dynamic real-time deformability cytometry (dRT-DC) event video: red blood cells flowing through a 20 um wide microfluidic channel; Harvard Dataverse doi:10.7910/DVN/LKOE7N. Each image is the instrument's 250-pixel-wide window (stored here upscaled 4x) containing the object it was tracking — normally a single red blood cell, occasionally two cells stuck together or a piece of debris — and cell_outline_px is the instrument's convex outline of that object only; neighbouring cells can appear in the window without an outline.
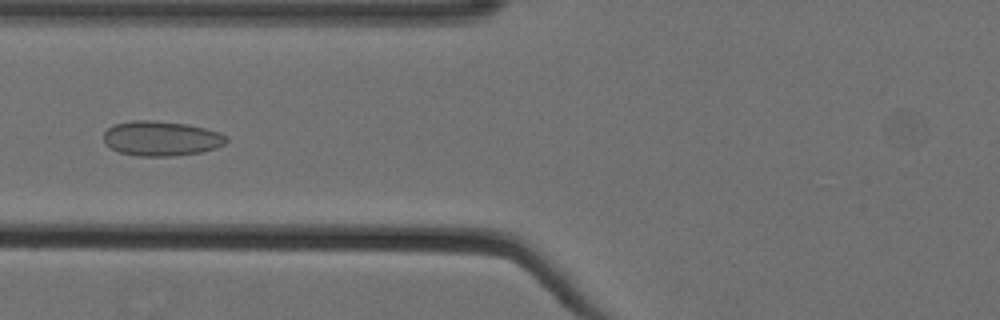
{"species": "Egyptian fruit bat (a non-hibernating species)", "species_latin": "Rousettus aegyptiacus", "temperature_condition": "cold", "stored_images_in_passage": 42, "camera_frame_rate_fps": 3000, "um_per_image_px": 0.085, "animal": {"sex": "female"}, "frame": {"image": 1, "passage_image": 12, "time_ms": 3.667, "image_size_px": [1000, 320], "cell_outline_px": [[228, 140], [224, 144], [216, 148], [200, 152], [172, 156], [140, 156], [120, 152], [104, 144], [104, 132], [112, 124], [132, 120], [148, 120], [188, 124], [204, 128], [228, 136]], "centroid_in_image_um": [13.68, 11.76], "position_along_channel_um": 112.1, "area_um2": 24.85}}
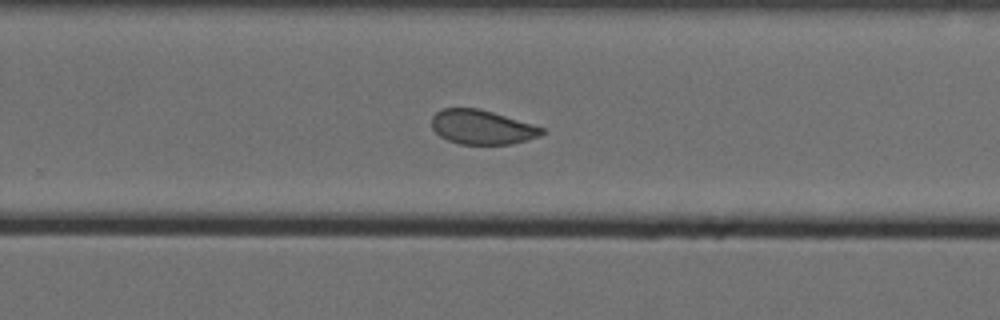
{"frame": {"image": 2, "passage_image": 27, "time_ms": 8.667, "image_size_px": [1000, 320], "cell_outline_px": [[548, 132], [540, 136], [528, 140], [512, 144], [460, 144], [448, 140], [440, 136], [432, 128], [432, 116], [440, 108], [480, 108], [532, 124], [544, 128]], "centroid_in_image_um": [40.98, 10.8], "position_along_channel_um": 288.8, "area_um2": 22.2}}
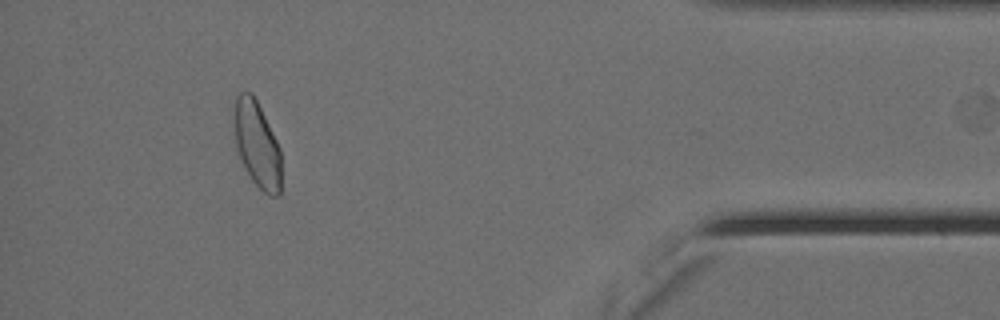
{"frame": {"image": 3, "passage_image": 41, "time_ms": 13.333, "image_size_px": [1000, 320], "cell_outline_px": [[280, 196], [268, 196], [252, 180], [244, 168], [236, 148], [236, 96], [240, 92], [252, 92], [280, 148]], "centroid_in_image_um": [21.87, 12.33], "position_along_channel_um": 413.3, "area_um2": 22.95}}